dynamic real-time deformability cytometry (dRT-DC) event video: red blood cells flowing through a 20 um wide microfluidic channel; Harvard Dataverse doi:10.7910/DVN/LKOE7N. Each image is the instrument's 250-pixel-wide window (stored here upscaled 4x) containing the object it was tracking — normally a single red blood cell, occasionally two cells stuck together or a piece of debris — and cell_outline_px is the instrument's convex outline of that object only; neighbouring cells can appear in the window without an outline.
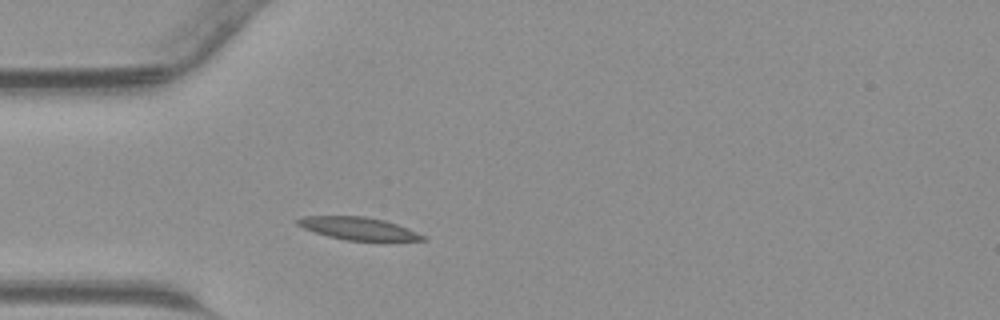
{"species": "common noctule bat (a hibernating species)", "species_latin": "Nyctalus noctula", "temperature_condition": "warm", "stored_images_in_passage": 33, "camera_frame_rate_fps": 3000, "um_per_image_px": 0.085, "animal": {"sex": "male", "body_mass_g": 23.1, "forearm_length_mm": 52.7}, "frame": {"image": 1, "passage_image": 5, "time_ms": 1.333, "image_size_px": [1000, 320], "cell_outline_px": [[428, 240], [344, 240], [328, 236], [304, 228], [296, 224], [292, 220], [304, 216], [364, 216], [384, 220], [408, 228], [428, 236]], "centroid_in_image_um": [30.45, 19.41], "position_along_channel_um": 54.6, "area_um2": 16.47}}
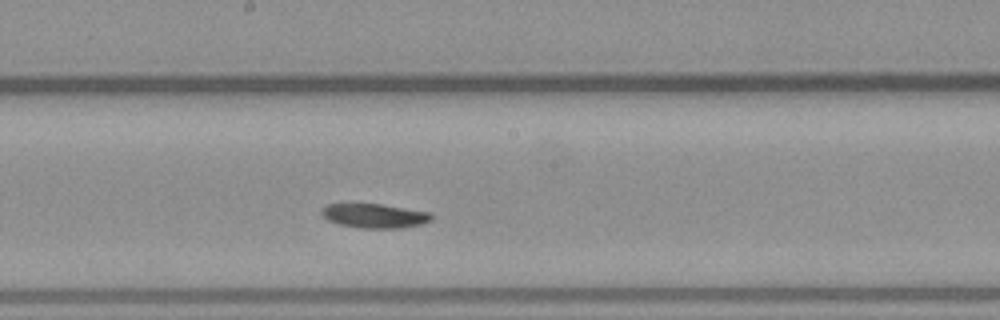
{"frame": {"image": 2, "passage_image": 16, "time_ms": 5.0, "image_size_px": [1000, 320], "cell_outline_px": [[432, 220], [420, 224], [400, 228], [356, 228], [340, 224], [328, 220], [320, 212], [320, 208], [328, 204], [384, 204], [428, 212], [432, 216]], "centroid_in_image_um": [31.8, 18.34], "position_along_channel_um": 216.4, "area_um2": 15.49}}
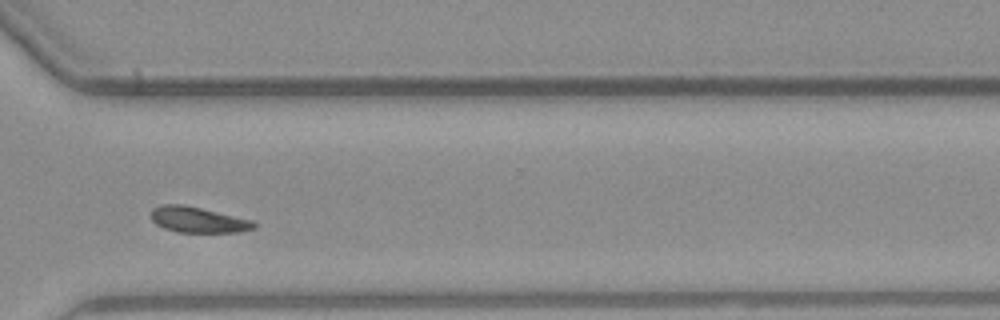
{"frame": {"image": 3, "passage_image": 25, "time_ms": 8.0, "image_size_px": [1000, 320], "cell_outline_px": [[256, 228], [240, 232], [176, 232], [164, 228], [156, 224], [148, 216], [148, 212], [152, 208], [160, 204], [180, 204], [200, 208], [252, 220], [256, 224]], "centroid_in_image_um": [16.76, 18.68], "position_along_channel_um": 353.8, "area_um2": 15.55}}